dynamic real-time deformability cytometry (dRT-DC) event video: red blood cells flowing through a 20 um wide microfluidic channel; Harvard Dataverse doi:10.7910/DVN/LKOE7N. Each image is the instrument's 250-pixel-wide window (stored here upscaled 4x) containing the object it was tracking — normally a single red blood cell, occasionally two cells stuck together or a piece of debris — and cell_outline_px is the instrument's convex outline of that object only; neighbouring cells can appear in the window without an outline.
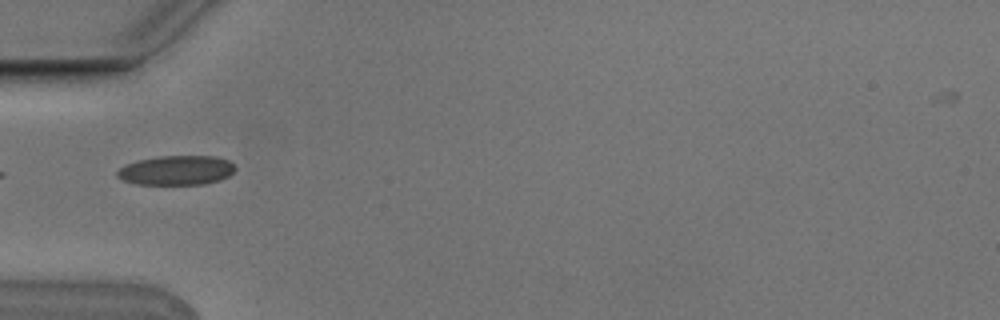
{"species": "Egyptian fruit bat (a non-hibernating species)", "species_latin": "Rousettus aegyptiacus", "temperature_condition": "cold", "stored_images_in_passage": 2, "camera_frame_rate_fps": 3000, "um_per_image_px": 0.085, "animal": {"sex": "male"}, "frame": {"image": 1, "passage_image": 2, "time_ms": 0.333, "image_size_px": [1000, 320], "cell_outline_px": [[236, 168], [228, 176], [220, 180], [204, 184], [136, 184], [124, 180], [116, 176], [116, 172], [124, 164], [156, 156], [216, 156], [228, 160]], "centroid_in_image_um": [14.98, 14.47], "position_along_channel_um": 70.0, "area_um2": 20.23}}